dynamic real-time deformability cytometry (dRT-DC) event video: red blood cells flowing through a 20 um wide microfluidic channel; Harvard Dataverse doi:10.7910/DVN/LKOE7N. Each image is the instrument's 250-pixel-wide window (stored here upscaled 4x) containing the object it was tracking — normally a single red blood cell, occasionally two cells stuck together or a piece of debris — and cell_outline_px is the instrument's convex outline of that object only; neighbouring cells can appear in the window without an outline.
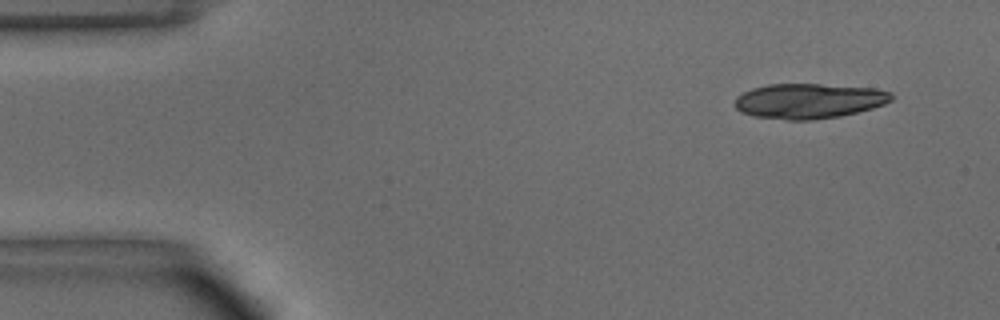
{"species": "common noctule bat (a hibernating species)", "species_latin": "Nyctalus noctula", "temperature_condition": "warm", "stored_images_in_passage": 3, "camera_frame_rate_fps": 3000, "um_per_image_px": 0.085, "animal": {"sex": "male", "body_mass_g": 15.6}, "frame": {"image": 1, "passage_image": 1, "time_ms": 0.0, "image_size_px": [1000, 320], "cell_outline_px": [[884, 100], [876, 104], [864, 108], [848, 112], [828, 116], [788, 116], [748, 112], [740, 108], [764, 88], [788, 84], [800, 84], [848, 88], [880, 92]], "centroid_in_image_um": [68.89, 8.54], "position_along_channel_um": 16.1, "area_um2": 24.51}}